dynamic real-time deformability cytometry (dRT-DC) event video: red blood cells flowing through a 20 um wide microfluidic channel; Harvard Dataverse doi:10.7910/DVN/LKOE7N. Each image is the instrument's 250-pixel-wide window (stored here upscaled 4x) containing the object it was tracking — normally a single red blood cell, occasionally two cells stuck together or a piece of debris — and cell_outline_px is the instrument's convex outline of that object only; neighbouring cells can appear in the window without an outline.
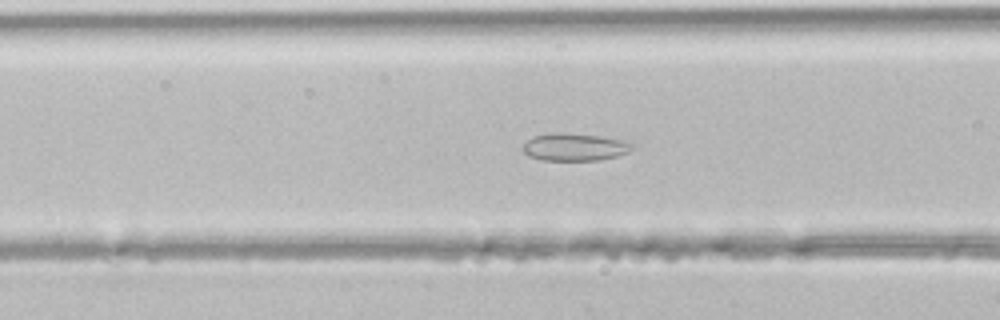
{"species": "common noctule bat (a hibernating species)", "species_latin": "Nyctalus noctula", "temperature_condition": "room temperature", "stored_images_in_passage": 30, "segment_of_instrument_passage": [1, 2], "camera_frame_rate_fps": 3000, "um_per_image_px": 0.085, "animal": {"sex": "male", "body_mass_g": 21.5, "forearm_length_mm": 52.0}, "frame": {"image": 1, "passage_image": 4, "time_ms": 1.0, "image_size_px": [1000, 320], "cell_outline_px": [[632, 148], [628, 152], [616, 156], [600, 160], [540, 160], [528, 156], [520, 148], [532, 136], [552, 132], [560, 132], [600, 136], [620, 140], [632, 144]], "centroid_in_image_um": [48.76, 12.5], "position_along_channel_um": 117.8, "area_um2": 17.51}}
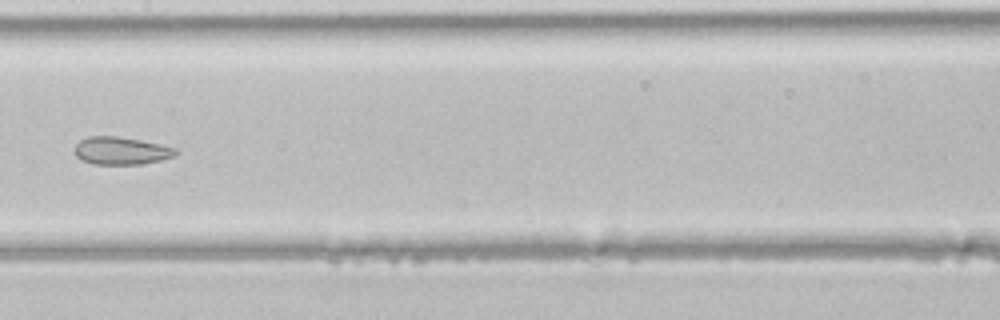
{"frame": {"image": 2, "passage_image": 9, "time_ms": 2.667, "image_size_px": [1000, 320], "cell_outline_px": [[176, 152], [172, 156], [160, 160], [144, 164], [92, 164], [76, 156], [72, 148], [80, 140], [88, 136], [116, 136], [140, 140], [160, 144], [176, 148]], "centroid_in_image_um": [10.24, 12.81], "position_along_channel_um": 197.2, "area_um2": 16.24}}
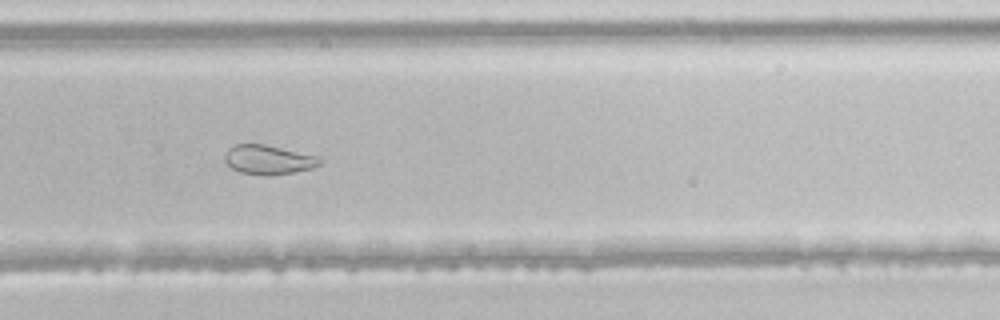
{"frame": {"image": 3, "passage_image": 16, "time_ms": 5.0, "image_size_px": [1000, 320], "cell_outline_px": [[324, 164], [312, 168], [292, 172], [268, 176], [240, 172], [232, 168], [224, 160], [224, 156], [228, 148], [236, 144], [264, 144], [320, 156], [324, 160]], "centroid_in_image_um": [22.87, 13.57], "position_along_channel_um": 306.9, "area_um2": 16.42}}